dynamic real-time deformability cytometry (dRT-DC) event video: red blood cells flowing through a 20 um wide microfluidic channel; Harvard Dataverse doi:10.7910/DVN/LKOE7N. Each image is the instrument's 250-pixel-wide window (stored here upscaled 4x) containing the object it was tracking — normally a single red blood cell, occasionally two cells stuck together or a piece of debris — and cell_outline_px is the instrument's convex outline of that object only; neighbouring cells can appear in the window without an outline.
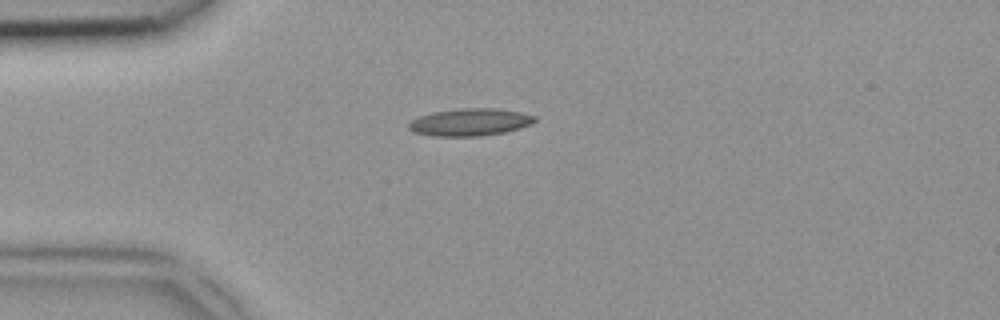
{"species": "common noctule bat (a hibernating species)", "species_latin": "Nyctalus noctula", "temperature_condition": "room temperature", "stored_images_in_passage": 2, "camera_frame_rate_fps": 3000, "um_per_image_px": 0.085, "animal": {"sex": "female", "body_mass_g": 18.4}, "frame": {"image": 1, "passage_image": 1, "time_ms": 0.0, "image_size_px": [1000, 320], "cell_outline_px": [[536, 120], [532, 124], [520, 128], [504, 132], [480, 136], [432, 136], [412, 132], [408, 128], [408, 124], [412, 120], [420, 116], [432, 112], [460, 108], [496, 108], [520, 112], [536, 116]], "centroid_in_image_um": [39.94, 10.38], "position_along_channel_um": 45.1, "area_um2": 20.17}}